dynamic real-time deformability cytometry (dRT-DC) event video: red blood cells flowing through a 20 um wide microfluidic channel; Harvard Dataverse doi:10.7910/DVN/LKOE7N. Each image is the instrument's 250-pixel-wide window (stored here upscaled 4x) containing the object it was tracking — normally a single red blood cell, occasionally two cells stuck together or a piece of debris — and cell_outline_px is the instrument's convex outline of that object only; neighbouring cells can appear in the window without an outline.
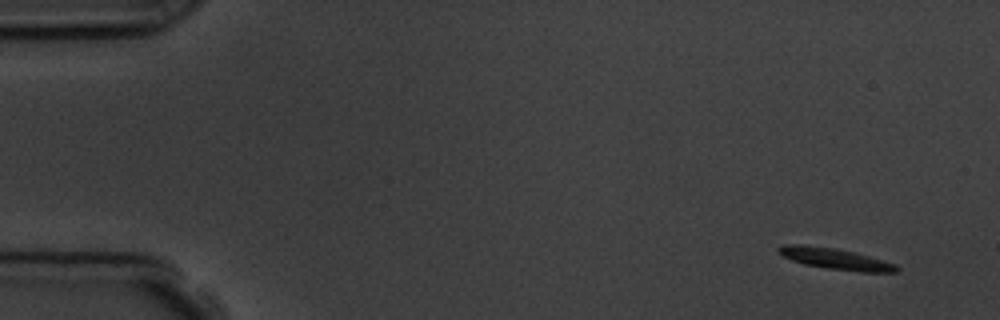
{"species": "common noctule bat (a hibernating species)", "species_latin": "Nyctalus noctula", "temperature_condition": "room temperature", "stored_images_in_passage": 11, "camera_frame_rate_fps": 3000, "um_per_image_px": 0.085, "animal": {"sex": "male", "body_mass_g": 19.5, "forearm_length_mm": 54.6}, "frame": {"image": 1, "passage_image": 1, "time_ms": 0.0, "image_size_px": [1000, 320], "cell_outline_px": [[900, 268], [896, 272], [860, 272], [828, 268], [804, 264], [792, 260], [776, 252], [776, 248], [780, 244], [804, 244], [836, 248], [856, 252], [896, 264]], "centroid_in_image_um": [70.97, 21.98], "position_along_channel_um": 14.0, "area_um2": 14.74}}
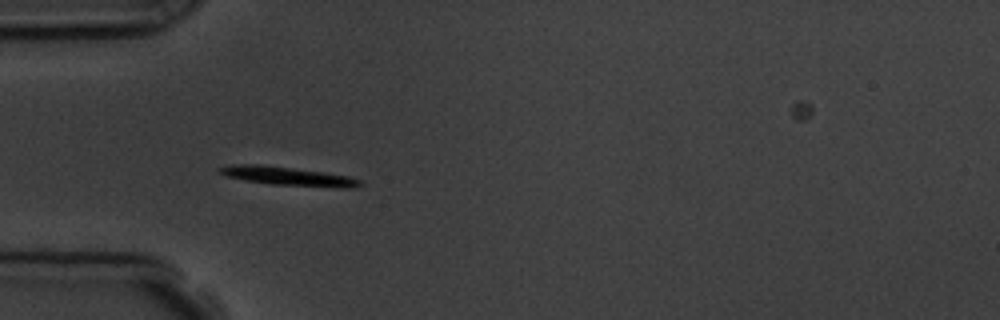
{"frame": {"image": 2, "passage_image": 5, "time_ms": 4.333, "image_size_px": [1000, 320], "cell_outline_px": [[364, 184], [356, 188], [344, 188], [272, 184], [244, 180], [228, 176], [216, 172], [216, 168], [232, 164], [260, 164], [324, 172], [348, 176], [360, 180]], "centroid_in_image_um": [24.47, 14.97], "position_along_channel_um": 60.5, "area_um2": 15.37}}
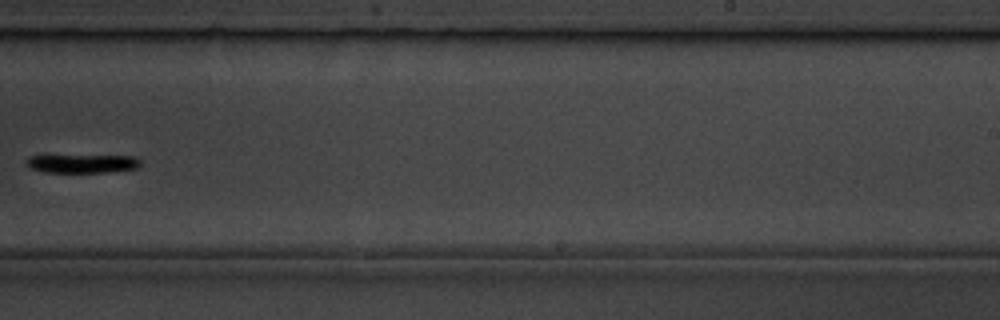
{"frame": {"image": 3, "passage_image": 10, "time_ms": 10.333, "image_size_px": [1000, 320], "cell_outline_px": [[140, 164], [136, 168], [108, 172], [44, 172], [28, 168], [28, 156], [44, 152], [136, 156], [140, 160]], "centroid_in_image_um": [6.88, 13.82], "position_along_channel_um": 282.1, "area_um2": 13.64}}